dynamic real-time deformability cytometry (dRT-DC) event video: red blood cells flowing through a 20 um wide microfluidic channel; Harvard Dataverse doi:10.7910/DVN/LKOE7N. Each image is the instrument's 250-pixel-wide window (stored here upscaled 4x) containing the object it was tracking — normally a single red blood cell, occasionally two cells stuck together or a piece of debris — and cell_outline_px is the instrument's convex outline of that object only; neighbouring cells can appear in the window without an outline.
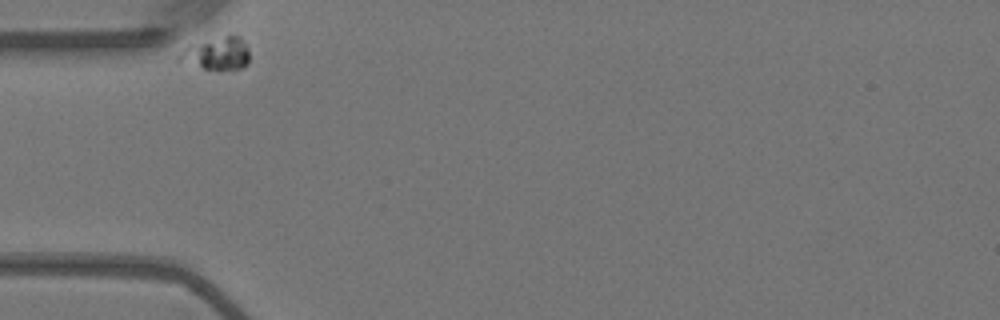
{"species": "Egyptian fruit bat (a non-hibernating species)", "species_latin": "Rousettus aegyptiacus", "temperature_condition": "warm", "stored_images_in_passage": 35, "camera_frame_rate_fps": 3000, "um_per_image_px": 0.085, "animal": {"sex": "female"}, "frame": {"image": 1, "passage_image": 1, "time_ms": 0.0, "image_size_px": [1000, 320], "cell_outline_px": [[248, 64], [240, 68], [220, 72], [216, 72], [176, 60], [176, 56], [188, 44], [224, 36], [240, 36], [248, 48]], "centroid_in_image_um": [18.39, 4.59], "position_along_channel_um": 66.6, "area_um2": 13.76}}
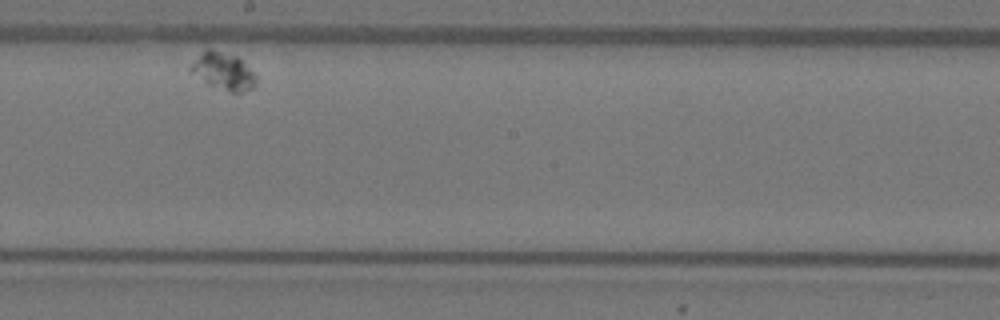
{"frame": {"image": 2, "passage_image": 20, "time_ms": 6.333, "image_size_px": [1000, 320], "cell_outline_px": [[256, 84], [252, 88], [240, 92], [232, 92], [208, 84], [188, 72], [188, 68], [204, 48], [208, 48], [236, 56], [256, 76]], "centroid_in_image_um": [18.92, 6.04], "position_along_channel_um": 229.3, "area_um2": 13.99}}
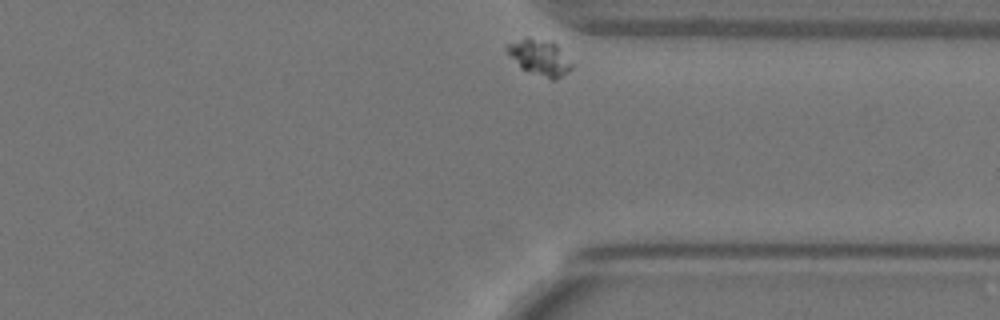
{"frame": {"image": 3, "passage_image": 35, "time_ms": 11.333, "image_size_px": [1000, 320], "cell_outline_px": [[572, 68], [556, 80], [552, 80], [520, 68], [504, 48], [504, 44], [524, 36], [528, 36], [548, 40], [556, 44], [572, 64]], "centroid_in_image_um": [45.81, 4.84], "position_along_channel_um": 365.6, "area_um2": 13.7}}